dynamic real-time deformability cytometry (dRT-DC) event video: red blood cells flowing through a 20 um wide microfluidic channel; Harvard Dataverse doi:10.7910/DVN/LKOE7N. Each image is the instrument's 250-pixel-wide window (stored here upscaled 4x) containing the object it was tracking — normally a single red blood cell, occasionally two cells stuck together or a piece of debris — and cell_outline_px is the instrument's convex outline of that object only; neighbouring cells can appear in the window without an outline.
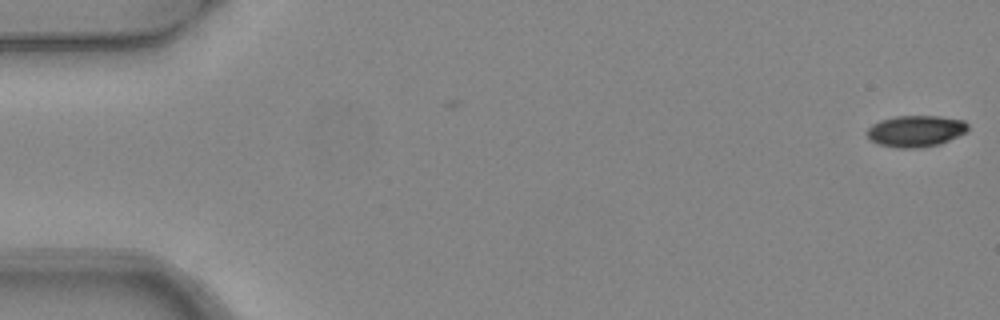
{"species": "common noctule bat (a hibernating species)", "species_latin": "Nyctalus noctula", "temperature_condition": "warm", "stored_images_in_passage": 6, "camera_frame_rate_fps": 3000, "um_per_image_px": 0.085, "animal": {"sex": "female", "body_mass_g": 24.6, "forearm_length_mm": 56.2}, "frame": {"image": 1, "passage_image": 1, "time_ms": 0.0, "image_size_px": [1000, 320], "cell_outline_px": [[968, 132], [940, 144], [920, 148], [896, 148], [880, 144], [868, 140], [868, 128], [872, 124], [880, 120], [896, 116], [940, 116], [964, 120], [968, 124]], "centroid_in_image_um": [77.86, 11.14], "position_along_channel_um": 7.1, "area_um2": 18.67}}
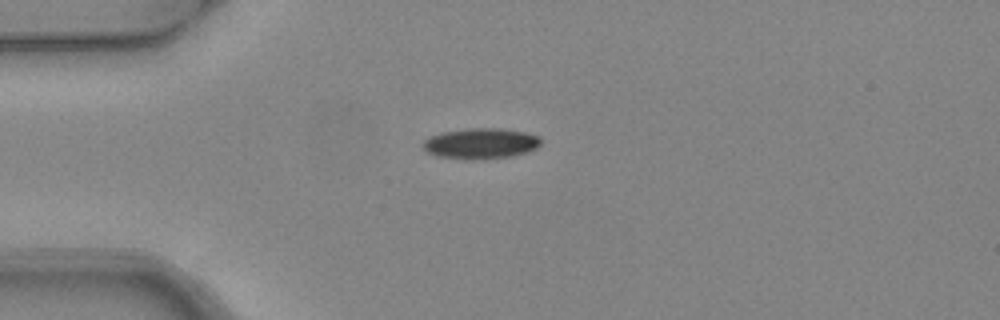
{"frame": {"image": 2, "passage_image": 4, "time_ms": 1.0, "image_size_px": [1000, 320], "cell_outline_px": [[540, 144], [536, 148], [512, 156], [468, 160], [436, 156], [428, 152], [424, 148], [424, 140], [440, 132], [468, 128], [496, 128], [524, 132], [540, 136]], "centroid_in_image_um": [40.84, 12.19], "position_along_channel_um": 44.2, "area_um2": 20.87}}
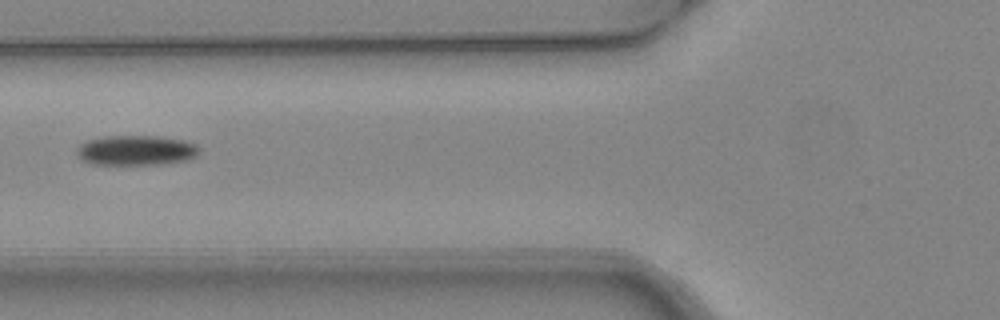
{"frame": {"image": 3, "passage_image": 6, "time_ms": 1.667, "image_size_px": [1000, 320], "cell_outline_px": [[200, 152], [196, 156], [188, 160], [160, 164], [92, 164], [84, 160], [76, 152], [76, 148], [80, 144], [88, 140], [104, 136], [160, 136], [184, 140], [196, 144], [200, 148]], "centroid_in_image_um": [11.61, 12.77], "position_along_channel_um": 114.2, "area_um2": 21.44}}